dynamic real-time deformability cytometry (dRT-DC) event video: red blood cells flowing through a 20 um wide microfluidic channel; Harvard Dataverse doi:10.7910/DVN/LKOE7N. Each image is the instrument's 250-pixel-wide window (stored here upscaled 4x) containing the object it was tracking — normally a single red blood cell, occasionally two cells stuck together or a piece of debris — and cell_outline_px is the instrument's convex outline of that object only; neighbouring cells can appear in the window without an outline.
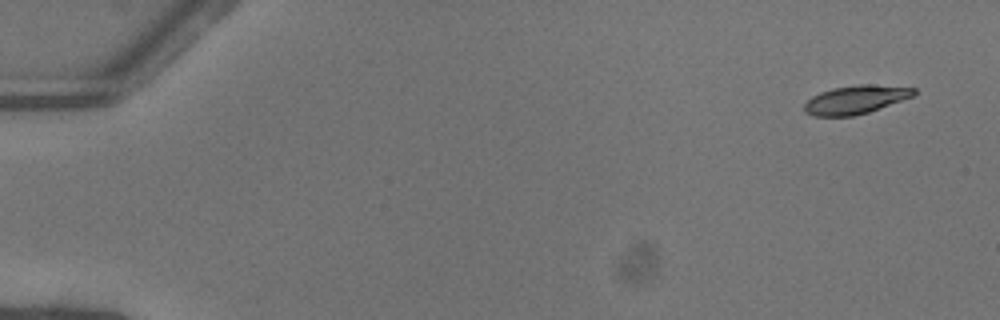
{"species": "common noctule bat (a hibernating species)", "species_latin": "Nyctalus noctula", "temperature_condition": "warm", "stored_images_in_passage": 13, "camera_frame_rate_fps": 3000, "um_per_image_px": 0.085, "animal": {"sex": "female"}, "frame": {"image": 1, "passage_image": 2, "time_ms": 0.333, "image_size_px": [1000, 320], "cell_outline_px": [[916, 92], [912, 96], [868, 112], [852, 116], [812, 116], [804, 112], [804, 104], [812, 96], [820, 92], [832, 88], [860, 84], [872, 84], [916, 88]], "centroid_in_image_um": [72.68, 8.46], "position_along_channel_um": 12.3, "area_um2": 18.03}}